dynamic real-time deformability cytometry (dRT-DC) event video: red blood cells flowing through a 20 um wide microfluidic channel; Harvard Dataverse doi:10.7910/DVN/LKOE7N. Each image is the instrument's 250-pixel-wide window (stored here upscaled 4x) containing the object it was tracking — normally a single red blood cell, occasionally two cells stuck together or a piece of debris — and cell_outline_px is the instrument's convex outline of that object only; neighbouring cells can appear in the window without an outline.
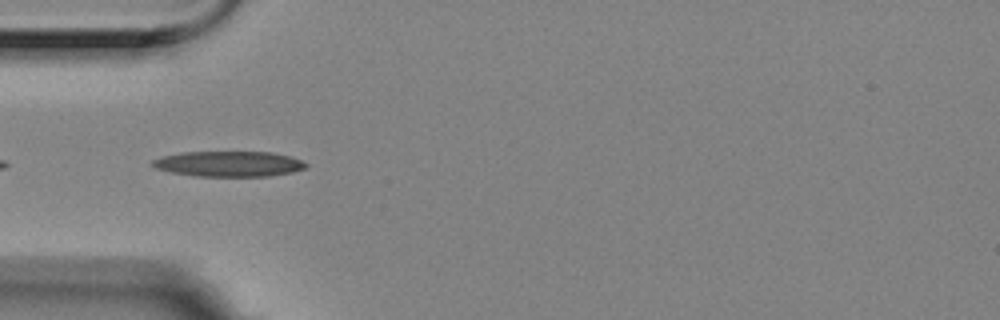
{"species": "Egyptian fruit bat (a non-hibernating species)", "species_latin": "Rousettus aegyptiacus", "temperature_condition": "room temperature", "stored_images_in_passage": 15, "camera_frame_rate_fps": 3000, "um_per_image_px": 0.085, "animal": {"sex": "female"}, "frame": {"image": 1, "passage_image": 5, "time_ms": 1.333, "image_size_px": [1000, 320], "cell_outline_px": [[308, 168], [292, 172], [268, 176], [196, 176], [172, 172], [156, 168], [148, 164], [152, 160], [164, 156], [180, 152], [272, 152], [288, 156], [300, 160], [308, 164]], "centroid_in_image_um": [19.44, 13.93], "position_along_channel_um": 65.6, "area_um2": 22.72}}
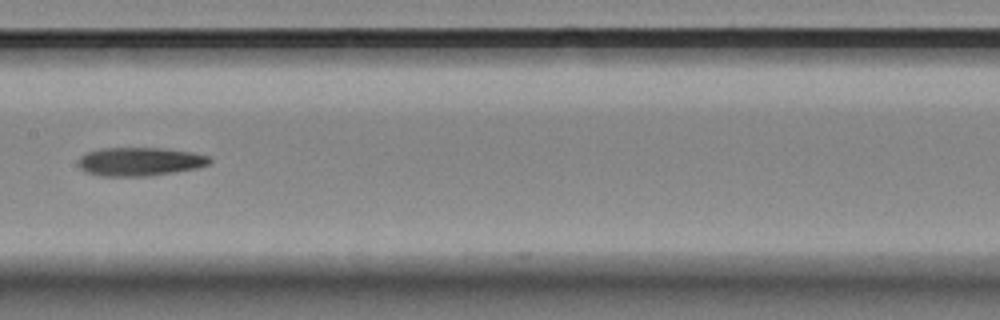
{"frame": {"image": 2, "passage_image": 8, "time_ms": 2.333, "image_size_px": [1000, 320], "cell_outline_px": [[212, 160], [208, 164], [196, 168], [148, 176], [100, 176], [84, 172], [76, 164], [76, 160], [84, 152], [104, 148], [160, 148], [192, 152], [212, 156]], "centroid_in_image_um": [11.82, 13.73], "position_along_channel_um": 195.6, "area_um2": 22.08}}
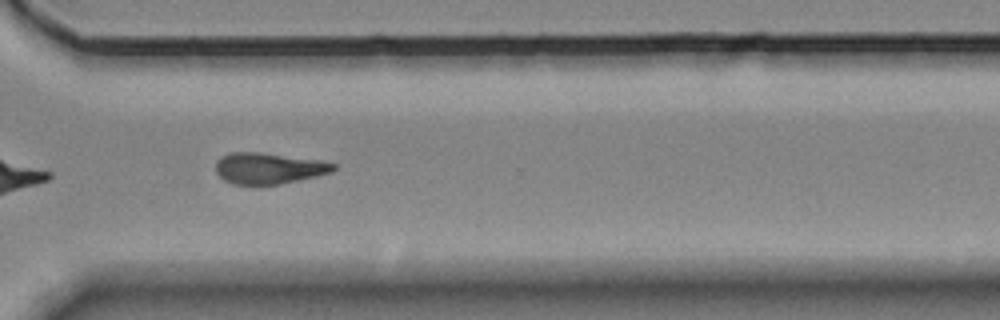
{"frame": {"image": 3, "passage_image": 12, "time_ms": 3.667, "image_size_px": [1000, 320], "cell_outline_px": [[336, 168], [332, 172], [316, 176], [280, 184], [232, 184], [224, 180], [216, 172], [216, 160], [220, 156], [228, 152], [260, 152], [320, 160], [336, 164]], "centroid_in_image_um": [22.81, 14.29], "position_along_channel_um": 347.8, "area_um2": 21.39}}